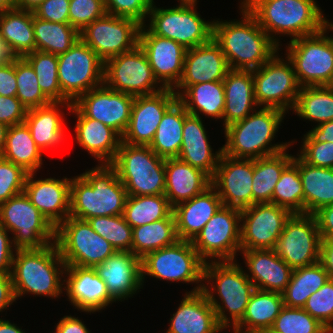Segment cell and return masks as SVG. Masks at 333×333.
Returning a JSON list of instances; mask_svg holds the SVG:
<instances>
[{
    "label": "cell",
    "mask_w": 333,
    "mask_h": 333,
    "mask_svg": "<svg viewBox=\"0 0 333 333\" xmlns=\"http://www.w3.org/2000/svg\"><path fill=\"white\" fill-rule=\"evenodd\" d=\"M178 240L175 217H169L132 228V252L140 259L155 250L173 245Z\"/></svg>",
    "instance_id": "obj_44"
},
{
    "label": "cell",
    "mask_w": 333,
    "mask_h": 333,
    "mask_svg": "<svg viewBox=\"0 0 333 333\" xmlns=\"http://www.w3.org/2000/svg\"><path fill=\"white\" fill-rule=\"evenodd\" d=\"M284 306L282 294L255 289L243 318L234 328L252 333H267Z\"/></svg>",
    "instance_id": "obj_38"
},
{
    "label": "cell",
    "mask_w": 333,
    "mask_h": 333,
    "mask_svg": "<svg viewBox=\"0 0 333 333\" xmlns=\"http://www.w3.org/2000/svg\"><path fill=\"white\" fill-rule=\"evenodd\" d=\"M43 152L32 139L25 123L9 126L2 158L22 167L28 173H36L43 164Z\"/></svg>",
    "instance_id": "obj_40"
},
{
    "label": "cell",
    "mask_w": 333,
    "mask_h": 333,
    "mask_svg": "<svg viewBox=\"0 0 333 333\" xmlns=\"http://www.w3.org/2000/svg\"><path fill=\"white\" fill-rule=\"evenodd\" d=\"M154 0H105L106 13L145 25ZM147 18V19H146Z\"/></svg>",
    "instance_id": "obj_57"
},
{
    "label": "cell",
    "mask_w": 333,
    "mask_h": 333,
    "mask_svg": "<svg viewBox=\"0 0 333 333\" xmlns=\"http://www.w3.org/2000/svg\"><path fill=\"white\" fill-rule=\"evenodd\" d=\"M33 12L13 7L0 12V36L13 57L35 51Z\"/></svg>",
    "instance_id": "obj_36"
},
{
    "label": "cell",
    "mask_w": 333,
    "mask_h": 333,
    "mask_svg": "<svg viewBox=\"0 0 333 333\" xmlns=\"http://www.w3.org/2000/svg\"><path fill=\"white\" fill-rule=\"evenodd\" d=\"M292 111L316 126L333 120V86L301 87Z\"/></svg>",
    "instance_id": "obj_46"
},
{
    "label": "cell",
    "mask_w": 333,
    "mask_h": 333,
    "mask_svg": "<svg viewBox=\"0 0 333 333\" xmlns=\"http://www.w3.org/2000/svg\"><path fill=\"white\" fill-rule=\"evenodd\" d=\"M253 159H237L221 154L211 185L223 206L244 209L253 205Z\"/></svg>",
    "instance_id": "obj_22"
},
{
    "label": "cell",
    "mask_w": 333,
    "mask_h": 333,
    "mask_svg": "<svg viewBox=\"0 0 333 333\" xmlns=\"http://www.w3.org/2000/svg\"><path fill=\"white\" fill-rule=\"evenodd\" d=\"M287 149L265 157L253 159L252 195L256 203H272L276 183L283 170L293 161L294 155Z\"/></svg>",
    "instance_id": "obj_41"
},
{
    "label": "cell",
    "mask_w": 333,
    "mask_h": 333,
    "mask_svg": "<svg viewBox=\"0 0 333 333\" xmlns=\"http://www.w3.org/2000/svg\"><path fill=\"white\" fill-rule=\"evenodd\" d=\"M69 112L77 118L74 132L80 147L98 160V164H111L116 158L122 137L104 123L84 117L73 105Z\"/></svg>",
    "instance_id": "obj_30"
},
{
    "label": "cell",
    "mask_w": 333,
    "mask_h": 333,
    "mask_svg": "<svg viewBox=\"0 0 333 333\" xmlns=\"http://www.w3.org/2000/svg\"><path fill=\"white\" fill-rule=\"evenodd\" d=\"M14 6V0H0V12L11 9Z\"/></svg>",
    "instance_id": "obj_71"
},
{
    "label": "cell",
    "mask_w": 333,
    "mask_h": 333,
    "mask_svg": "<svg viewBox=\"0 0 333 333\" xmlns=\"http://www.w3.org/2000/svg\"><path fill=\"white\" fill-rule=\"evenodd\" d=\"M240 225L241 210L222 206L191 241L193 247L205 263L235 261L241 251Z\"/></svg>",
    "instance_id": "obj_15"
},
{
    "label": "cell",
    "mask_w": 333,
    "mask_h": 333,
    "mask_svg": "<svg viewBox=\"0 0 333 333\" xmlns=\"http://www.w3.org/2000/svg\"><path fill=\"white\" fill-rule=\"evenodd\" d=\"M8 230L0 224V275L11 274L16 248Z\"/></svg>",
    "instance_id": "obj_60"
},
{
    "label": "cell",
    "mask_w": 333,
    "mask_h": 333,
    "mask_svg": "<svg viewBox=\"0 0 333 333\" xmlns=\"http://www.w3.org/2000/svg\"><path fill=\"white\" fill-rule=\"evenodd\" d=\"M141 24L136 20L105 14L79 32L80 39L106 60L139 45Z\"/></svg>",
    "instance_id": "obj_18"
},
{
    "label": "cell",
    "mask_w": 333,
    "mask_h": 333,
    "mask_svg": "<svg viewBox=\"0 0 333 333\" xmlns=\"http://www.w3.org/2000/svg\"><path fill=\"white\" fill-rule=\"evenodd\" d=\"M84 321L74 315H67L60 319L55 326L59 333H91Z\"/></svg>",
    "instance_id": "obj_64"
},
{
    "label": "cell",
    "mask_w": 333,
    "mask_h": 333,
    "mask_svg": "<svg viewBox=\"0 0 333 333\" xmlns=\"http://www.w3.org/2000/svg\"><path fill=\"white\" fill-rule=\"evenodd\" d=\"M222 206V200L211 185L201 194L173 207L178 240L192 241Z\"/></svg>",
    "instance_id": "obj_32"
},
{
    "label": "cell",
    "mask_w": 333,
    "mask_h": 333,
    "mask_svg": "<svg viewBox=\"0 0 333 333\" xmlns=\"http://www.w3.org/2000/svg\"><path fill=\"white\" fill-rule=\"evenodd\" d=\"M185 107L177 100L163 115L149 147L164 159L178 158L182 144Z\"/></svg>",
    "instance_id": "obj_42"
},
{
    "label": "cell",
    "mask_w": 333,
    "mask_h": 333,
    "mask_svg": "<svg viewBox=\"0 0 333 333\" xmlns=\"http://www.w3.org/2000/svg\"><path fill=\"white\" fill-rule=\"evenodd\" d=\"M87 221L116 251L132 252V227L123 215L97 216Z\"/></svg>",
    "instance_id": "obj_52"
},
{
    "label": "cell",
    "mask_w": 333,
    "mask_h": 333,
    "mask_svg": "<svg viewBox=\"0 0 333 333\" xmlns=\"http://www.w3.org/2000/svg\"><path fill=\"white\" fill-rule=\"evenodd\" d=\"M179 1L178 3L179 4H182V5H197V0H177Z\"/></svg>",
    "instance_id": "obj_72"
},
{
    "label": "cell",
    "mask_w": 333,
    "mask_h": 333,
    "mask_svg": "<svg viewBox=\"0 0 333 333\" xmlns=\"http://www.w3.org/2000/svg\"><path fill=\"white\" fill-rule=\"evenodd\" d=\"M28 109L16 96L0 95V122L8 127L24 123Z\"/></svg>",
    "instance_id": "obj_59"
},
{
    "label": "cell",
    "mask_w": 333,
    "mask_h": 333,
    "mask_svg": "<svg viewBox=\"0 0 333 333\" xmlns=\"http://www.w3.org/2000/svg\"><path fill=\"white\" fill-rule=\"evenodd\" d=\"M44 0H14V6L19 9L33 11Z\"/></svg>",
    "instance_id": "obj_68"
},
{
    "label": "cell",
    "mask_w": 333,
    "mask_h": 333,
    "mask_svg": "<svg viewBox=\"0 0 333 333\" xmlns=\"http://www.w3.org/2000/svg\"><path fill=\"white\" fill-rule=\"evenodd\" d=\"M17 82L15 77V57L5 63H0V95L16 96Z\"/></svg>",
    "instance_id": "obj_61"
},
{
    "label": "cell",
    "mask_w": 333,
    "mask_h": 333,
    "mask_svg": "<svg viewBox=\"0 0 333 333\" xmlns=\"http://www.w3.org/2000/svg\"><path fill=\"white\" fill-rule=\"evenodd\" d=\"M125 186L111 164H99L71 178L69 216L88 220L97 216L123 215Z\"/></svg>",
    "instance_id": "obj_2"
},
{
    "label": "cell",
    "mask_w": 333,
    "mask_h": 333,
    "mask_svg": "<svg viewBox=\"0 0 333 333\" xmlns=\"http://www.w3.org/2000/svg\"><path fill=\"white\" fill-rule=\"evenodd\" d=\"M283 110L273 107H258L245 119L224 128L223 154L237 159H258L279 153L296 140L272 144L276 132L286 116Z\"/></svg>",
    "instance_id": "obj_5"
},
{
    "label": "cell",
    "mask_w": 333,
    "mask_h": 333,
    "mask_svg": "<svg viewBox=\"0 0 333 333\" xmlns=\"http://www.w3.org/2000/svg\"><path fill=\"white\" fill-rule=\"evenodd\" d=\"M293 162L299 167L304 191V213L314 214L333 204V168L308 165L298 155Z\"/></svg>",
    "instance_id": "obj_37"
},
{
    "label": "cell",
    "mask_w": 333,
    "mask_h": 333,
    "mask_svg": "<svg viewBox=\"0 0 333 333\" xmlns=\"http://www.w3.org/2000/svg\"><path fill=\"white\" fill-rule=\"evenodd\" d=\"M55 242L66 265L95 268L117 252L88 221L71 216L56 228Z\"/></svg>",
    "instance_id": "obj_12"
},
{
    "label": "cell",
    "mask_w": 333,
    "mask_h": 333,
    "mask_svg": "<svg viewBox=\"0 0 333 333\" xmlns=\"http://www.w3.org/2000/svg\"><path fill=\"white\" fill-rule=\"evenodd\" d=\"M282 57L277 52L260 68L252 70L254 97L258 107H273L288 113L296 104L301 86L292 62Z\"/></svg>",
    "instance_id": "obj_14"
},
{
    "label": "cell",
    "mask_w": 333,
    "mask_h": 333,
    "mask_svg": "<svg viewBox=\"0 0 333 333\" xmlns=\"http://www.w3.org/2000/svg\"><path fill=\"white\" fill-rule=\"evenodd\" d=\"M242 20H213V39L220 45L233 70H255L281 49L260 27L257 19L239 5Z\"/></svg>",
    "instance_id": "obj_1"
},
{
    "label": "cell",
    "mask_w": 333,
    "mask_h": 333,
    "mask_svg": "<svg viewBox=\"0 0 333 333\" xmlns=\"http://www.w3.org/2000/svg\"><path fill=\"white\" fill-rule=\"evenodd\" d=\"M134 98L103 84L84 93L72 105L84 117L104 123L122 137L130 121Z\"/></svg>",
    "instance_id": "obj_20"
},
{
    "label": "cell",
    "mask_w": 333,
    "mask_h": 333,
    "mask_svg": "<svg viewBox=\"0 0 333 333\" xmlns=\"http://www.w3.org/2000/svg\"><path fill=\"white\" fill-rule=\"evenodd\" d=\"M202 121L201 117L189 114L185 109L182 144L178 159L201 169L212 178L223 152L222 147L213 152Z\"/></svg>",
    "instance_id": "obj_29"
},
{
    "label": "cell",
    "mask_w": 333,
    "mask_h": 333,
    "mask_svg": "<svg viewBox=\"0 0 333 333\" xmlns=\"http://www.w3.org/2000/svg\"><path fill=\"white\" fill-rule=\"evenodd\" d=\"M254 290V284L237 260L211 261L204 264L202 292L222 327L232 328L243 318ZM216 294L219 297L216 298Z\"/></svg>",
    "instance_id": "obj_4"
},
{
    "label": "cell",
    "mask_w": 333,
    "mask_h": 333,
    "mask_svg": "<svg viewBox=\"0 0 333 333\" xmlns=\"http://www.w3.org/2000/svg\"><path fill=\"white\" fill-rule=\"evenodd\" d=\"M172 213L173 207L164 194L128 195L123 216L126 222L134 228L167 218Z\"/></svg>",
    "instance_id": "obj_47"
},
{
    "label": "cell",
    "mask_w": 333,
    "mask_h": 333,
    "mask_svg": "<svg viewBox=\"0 0 333 333\" xmlns=\"http://www.w3.org/2000/svg\"><path fill=\"white\" fill-rule=\"evenodd\" d=\"M178 100L173 89L134 98L130 121L122 142L149 146L165 112Z\"/></svg>",
    "instance_id": "obj_23"
},
{
    "label": "cell",
    "mask_w": 333,
    "mask_h": 333,
    "mask_svg": "<svg viewBox=\"0 0 333 333\" xmlns=\"http://www.w3.org/2000/svg\"><path fill=\"white\" fill-rule=\"evenodd\" d=\"M321 240L313 214L293 213L286 220L274 251L294 270L319 262Z\"/></svg>",
    "instance_id": "obj_17"
},
{
    "label": "cell",
    "mask_w": 333,
    "mask_h": 333,
    "mask_svg": "<svg viewBox=\"0 0 333 333\" xmlns=\"http://www.w3.org/2000/svg\"><path fill=\"white\" fill-rule=\"evenodd\" d=\"M313 215L316 218L321 238H333V204L320 208Z\"/></svg>",
    "instance_id": "obj_62"
},
{
    "label": "cell",
    "mask_w": 333,
    "mask_h": 333,
    "mask_svg": "<svg viewBox=\"0 0 333 333\" xmlns=\"http://www.w3.org/2000/svg\"><path fill=\"white\" fill-rule=\"evenodd\" d=\"M103 84L134 97L164 89L155 79L147 55L139 45L104 62Z\"/></svg>",
    "instance_id": "obj_16"
},
{
    "label": "cell",
    "mask_w": 333,
    "mask_h": 333,
    "mask_svg": "<svg viewBox=\"0 0 333 333\" xmlns=\"http://www.w3.org/2000/svg\"><path fill=\"white\" fill-rule=\"evenodd\" d=\"M224 329L227 330V327H222L217 333H221ZM232 330H233V333H252V332H244V331L238 330L234 327H232Z\"/></svg>",
    "instance_id": "obj_73"
},
{
    "label": "cell",
    "mask_w": 333,
    "mask_h": 333,
    "mask_svg": "<svg viewBox=\"0 0 333 333\" xmlns=\"http://www.w3.org/2000/svg\"><path fill=\"white\" fill-rule=\"evenodd\" d=\"M333 21H329L328 19L326 20L325 27L328 31H333Z\"/></svg>",
    "instance_id": "obj_74"
},
{
    "label": "cell",
    "mask_w": 333,
    "mask_h": 333,
    "mask_svg": "<svg viewBox=\"0 0 333 333\" xmlns=\"http://www.w3.org/2000/svg\"><path fill=\"white\" fill-rule=\"evenodd\" d=\"M16 296L13 287V280L11 274L0 275V312L7 310L14 302ZM1 319V318H0Z\"/></svg>",
    "instance_id": "obj_63"
},
{
    "label": "cell",
    "mask_w": 333,
    "mask_h": 333,
    "mask_svg": "<svg viewBox=\"0 0 333 333\" xmlns=\"http://www.w3.org/2000/svg\"><path fill=\"white\" fill-rule=\"evenodd\" d=\"M178 101L189 114H200L214 119H221L225 107L223 81H213L188 86L179 96ZM203 113V114H202Z\"/></svg>",
    "instance_id": "obj_39"
},
{
    "label": "cell",
    "mask_w": 333,
    "mask_h": 333,
    "mask_svg": "<svg viewBox=\"0 0 333 333\" xmlns=\"http://www.w3.org/2000/svg\"><path fill=\"white\" fill-rule=\"evenodd\" d=\"M328 279V272L320 262L294 269L287 287L281 293L284 306L303 308L307 299Z\"/></svg>",
    "instance_id": "obj_43"
},
{
    "label": "cell",
    "mask_w": 333,
    "mask_h": 333,
    "mask_svg": "<svg viewBox=\"0 0 333 333\" xmlns=\"http://www.w3.org/2000/svg\"><path fill=\"white\" fill-rule=\"evenodd\" d=\"M223 84L225 107L222 120L225 128L245 119L258 108V105L254 97V80L251 70L230 69Z\"/></svg>",
    "instance_id": "obj_35"
},
{
    "label": "cell",
    "mask_w": 333,
    "mask_h": 333,
    "mask_svg": "<svg viewBox=\"0 0 333 333\" xmlns=\"http://www.w3.org/2000/svg\"><path fill=\"white\" fill-rule=\"evenodd\" d=\"M205 262L200 258L191 241L177 240L173 245L148 253L141 259V280L145 276L172 282L195 283L192 291H202Z\"/></svg>",
    "instance_id": "obj_8"
},
{
    "label": "cell",
    "mask_w": 333,
    "mask_h": 333,
    "mask_svg": "<svg viewBox=\"0 0 333 333\" xmlns=\"http://www.w3.org/2000/svg\"><path fill=\"white\" fill-rule=\"evenodd\" d=\"M0 224L16 249H41L56 241V228L22 192L0 204Z\"/></svg>",
    "instance_id": "obj_10"
},
{
    "label": "cell",
    "mask_w": 333,
    "mask_h": 333,
    "mask_svg": "<svg viewBox=\"0 0 333 333\" xmlns=\"http://www.w3.org/2000/svg\"><path fill=\"white\" fill-rule=\"evenodd\" d=\"M27 175L22 167L0 158V204L24 192Z\"/></svg>",
    "instance_id": "obj_55"
},
{
    "label": "cell",
    "mask_w": 333,
    "mask_h": 333,
    "mask_svg": "<svg viewBox=\"0 0 333 333\" xmlns=\"http://www.w3.org/2000/svg\"><path fill=\"white\" fill-rule=\"evenodd\" d=\"M95 270L115 301L127 300L143 287L141 259L133 252L117 251L96 266Z\"/></svg>",
    "instance_id": "obj_27"
},
{
    "label": "cell",
    "mask_w": 333,
    "mask_h": 333,
    "mask_svg": "<svg viewBox=\"0 0 333 333\" xmlns=\"http://www.w3.org/2000/svg\"><path fill=\"white\" fill-rule=\"evenodd\" d=\"M105 14V0H70L69 24L78 32Z\"/></svg>",
    "instance_id": "obj_54"
},
{
    "label": "cell",
    "mask_w": 333,
    "mask_h": 333,
    "mask_svg": "<svg viewBox=\"0 0 333 333\" xmlns=\"http://www.w3.org/2000/svg\"><path fill=\"white\" fill-rule=\"evenodd\" d=\"M229 70L220 45L212 38L207 43L187 49L183 74L173 91L178 97L188 86L223 81Z\"/></svg>",
    "instance_id": "obj_25"
},
{
    "label": "cell",
    "mask_w": 333,
    "mask_h": 333,
    "mask_svg": "<svg viewBox=\"0 0 333 333\" xmlns=\"http://www.w3.org/2000/svg\"><path fill=\"white\" fill-rule=\"evenodd\" d=\"M8 126L0 122V158L2 157Z\"/></svg>",
    "instance_id": "obj_70"
},
{
    "label": "cell",
    "mask_w": 333,
    "mask_h": 333,
    "mask_svg": "<svg viewBox=\"0 0 333 333\" xmlns=\"http://www.w3.org/2000/svg\"><path fill=\"white\" fill-rule=\"evenodd\" d=\"M35 50L60 55L69 50L80 38L69 23H54L33 15Z\"/></svg>",
    "instance_id": "obj_45"
},
{
    "label": "cell",
    "mask_w": 333,
    "mask_h": 333,
    "mask_svg": "<svg viewBox=\"0 0 333 333\" xmlns=\"http://www.w3.org/2000/svg\"><path fill=\"white\" fill-rule=\"evenodd\" d=\"M14 57L8 49L6 42L0 36V63L8 62L12 60Z\"/></svg>",
    "instance_id": "obj_69"
},
{
    "label": "cell",
    "mask_w": 333,
    "mask_h": 333,
    "mask_svg": "<svg viewBox=\"0 0 333 333\" xmlns=\"http://www.w3.org/2000/svg\"><path fill=\"white\" fill-rule=\"evenodd\" d=\"M164 195L172 207L201 194L211 186V177L178 158L165 160Z\"/></svg>",
    "instance_id": "obj_33"
},
{
    "label": "cell",
    "mask_w": 333,
    "mask_h": 333,
    "mask_svg": "<svg viewBox=\"0 0 333 333\" xmlns=\"http://www.w3.org/2000/svg\"><path fill=\"white\" fill-rule=\"evenodd\" d=\"M0 333H25L22 328H19L15 323L9 320L0 319Z\"/></svg>",
    "instance_id": "obj_67"
},
{
    "label": "cell",
    "mask_w": 333,
    "mask_h": 333,
    "mask_svg": "<svg viewBox=\"0 0 333 333\" xmlns=\"http://www.w3.org/2000/svg\"><path fill=\"white\" fill-rule=\"evenodd\" d=\"M165 160L149 146L121 141L111 165L117 170L128 195H162L166 186Z\"/></svg>",
    "instance_id": "obj_7"
},
{
    "label": "cell",
    "mask_w": 333,
    "mask_h": 333,
    "mask_svg": "<svg viewBox=\"0 0 333 333\" xmlns=\"http://www.w3.org/2000/svg\"><path fill=\"white\" fill-rule=\"evenodd\" d=\"M57 58L63 102L73 104L84 93L103 85L104 62L80 38Z\"/></svg>",
    "instance_id": "obj_13"
},
{
    "label": "cell",
    "mask_w": 333,
    "mask_h": 333,
    "mask_svg": "<svg viewBox=\"0 0 333 333\" xmlns=\"http://www.w3.org/2000/svg\"><path fill=\"white\" fill-rule=\"evenodd\" d=\"M291 212L273 203H256L241 210V250L274 249Z\"/></svg>",
    "instance_id": "obj_19"
},
{
    "label": "cell",
    "mask_w": 333,
    "mask_h": 333,
    "mask_svg": "<svg viewBox=\"0 0 333 333\" xmlns=\"http://www.w3.org/2000/svg\"><path fill=\"white\" fill-rule=\"evenodd\" d=\"M306 134L316 143L333 142V120L315 126Z\"/></svg>",
    "instance_id": "obj_66"
},
{
    "label": "cell",
    "mask_w": 333,
    "mask_h": 333,
    "mask_svg": "<svg viewBox=\"0 0 333 333\" xmlns=\"http://www.w3.org/2000/svg\"><path fill=\"white\" fill-rule=\"evenodd\" d=\"M320 260L329 278L333 279V238H321Z\"/></svg>",
    "instance_id": "obj_65"
},
{
    "label": "cell",
    "mask_w": 333,
    "mask_h": 333,
    "mask_svg": "<svg viewBox=\"0 0 333 333\" xmlns=\"http://www.w3.org/2000/svg\"><path fill=\"white\" fill-rule=\"evenodd\" d=\"M247 269L246 276L255 289L282 293L287 287L293 269L274 249L241 250ZM250 274V275H249Z\"/></svg>",
    "instance_id": "obj_28"
},
{
    "label": "cell",
    "mask_w": 333,
    "mask_h": 333,
    "mask_svg": "<svg viewBox=\"0 0 333 333\" xmlns=\"http://www.w3.org/2000/svg\"><path fill=\"white\" fill-rule=\"evenodd\" d=\"M272 203L293 213H304V191L299 167L292 161L276 183Z\"/></svg>",
    "instance_id": "obj_48"
},
{
    "label": "cell",
    "mask_w": 333,
    "mask_h": 333,
    "mask_svg": "<svg viewBox=\"0 0 333 333\" xmlns=\"http://www.w3.org/2000/svg\"><path fill=\"white\" fill-rule=\"evenodd\" d=\"M65 269L56 242L41 249H16L11 272L16 299L25 294L60 298Z\"/></svg>",
    "instance_id": "obj_6"
},
{
    "label": "cell",
    "mask_w": 333,
    "mask_h": 333,
    "mask_svg": "<svg viewBox=\"0 0 333 333\" xmlns=\"http://www.w3.org/2000/svg\"><path fill=\"white\" fill-rule=\"evenodd\" d=\"M297 155L308 165L322 168H333V142H314L307 134L301 142Z\"/></svg>",
    "instance_id": "obj_56"
},
{
    "label": "cell",
    "mask_w": 333,
    "mask_h": 333,
    "mask_svg": "<svg viewBox=\"0 0 333 333\" xmlns=\"http://www.w3.org/2000/svg\"><path fill=\"white\" fill-rule=\"evenodd\" d=\"M70 0H44L32 12L34 16L54 23H69Z\"/></svg>",
    "instance_id": "obj_58"
},
{
    "label": "cell",
    "mask_w": 333,
    "mask_h": 333,
    "mask_svg": "<svg viewBox=\"0 0 333 333\" xmlns=\"http://www.w3.org/2000/svg\"><path fill=\"white\" fill-rule=\"evenodd\" d=\"M24 58L30 63L37 75V81L44 95L51 102H63L58 81V58L57 55L35 50Z\"/></svg>",
    "instance_id": "obj_49"
},
{
    "label": "cell",
    "mask_w": 333,
    "mask_h": 333,
    "mask_svg": "<svg viewBox=\"0 0 333 333\" xmlns=\"http://www.w3.org/2000/svg\"><path fill=\"white\" fill-rule=\"evenodd\" d=\"M196 5L178 4L158 8L153 1L147 28L155 35L174 40L186 49L207 43L213 38L214 21L202 19Z\"/></svg>",
    "instance_id": "obj_11"
},
{
    "label": "cell",
    "mask_w": 333,
    "mask_h": 333,
    "mask_svg": "<svg viewBox=\"0 0 333 333\" xmlns=\"http://www.w3.org/2000/svg\"><path fill=\"white\" fill-rule=\"evenodd\" d=\"M267 333H333L303 308L283 306Z\"/></svg>",
    "instance_id": "obj_51"
},
{
    "label": "cell",
    "mask_w": 333,
    "mask_h": 333,
    "mask_svg": "<svg viewBox=\"0 0 333 333\" xmlns=\"http://www.w3.org/2000/svg\"><path fill=\"white\" fill-rule=\"evenodd\" d=\"M139 46L146 53L153 75L167 89H174L183 74L187 49L174 40L153 34L145 25L139 32Z\"/></svg>",
    "instance_id": "obj_21"
},
{
    "label": "cell",
    "mask_w": 333,
    "mask_h": 333,
    "mask_svg": "<svg viewBox=\"0 0 333 333\" xmlns=\"http://www.w3.org/2000/svg\"><path fill=\"white\" fill-rule=\"evenodd\" d=\"M241 4L279 47L276 35H288L292 41L320 32L327 20L316 0H243Z\"/></svg>",
    "instance_id": "obj_3"
},
{
    "label": "cell",
    "mask_w": 333,
    "mask_h": 333,
    "mask_svg": "<svg viewBox=\"0 0 333 333\" xmlns=\"http://www.w3.org/2000/svg\"><path fill=\"white\" fill-rule=\"evenodd\" d=\"M326 27L315 34L289 41L286 57L297 81L304 86H333V36Z\"/></svg>",
    "instance_id": "obj_9"
},
{
    "label": "cell",
    "mask_w": 333,
    "mask_h": 333,
    "mask_svg": "<svg viewBox=\"0 0 333 333\" xmlns=\"http://www.w3.org/2000/svg\"><path fill=\"white\" fill-rule=\"evenodd\" d=\"M303 309L317 319L323 326L333 330V279L313 293L306 301Z\"/></svg>",
    "instance_id": "obj_53"
},
{
    "label": "cell",
    "mask_w": 333,
    "mask_h": 333,
    "mask_svg": "<svg viewBox=\"0 0 333 333\" xmlns=\"http://www.w3.org/2000/svg\"><path fill=\"white\" fill-rule=\"evenodd\" d=\"M28 173L24 193L31 203L57 228L70 214V178H36Z\"/></svg>",
    "instance_id": "obj_26"
},
{
    "label": "cell",
    "mask_w": 333,
    "mask_h": 333,
    "mask_svg": "<svg viewBox=\"0 0 333 333\" xmlns=\"http://www.w3.org/2000/svg\"><path fill=\"white\" fill-rule=\"evenodd\" d=\"M176 310L166 333H217L222 328L202 291L184 294Z\"/></svg>",
    "instance_id": "obj_31"
},
{
    "label": "cell",
    "mask_w": 333,
    "mask_h": 333,
    "mask_svg": "<svg viewBox=\"0 0 333 333\" xmlns=\"http://www.w3.org/2000/svg\"><path fill=\"white\" fill-rule=\"evenodd\" d=\"M64 276V294L75 309L91 314L116 302L95 268L66 265Z\"/></svg>",
    "instance_id": "obj_24"
},
{
    "label": "cell",
    "mask_w": 333,
    "mask_h": 333,
    "mask_svg": "<svg viewBox=\"0 0 333 333\" xmlns=\"http://www.w3.org/2000/svg\"><path fill=\"white\" fill-rule=\"evenodd\" d=\"M71 109V102H51L48 105L29 109L24 123L30 130L32 139L44 153L64 143L65 125L62 108ZM65 106V107H64ZM61 109V110H60Z\"/></svg>",
    "instance_id": "obj_34"
},
{
    "label": "cell",
    "mask_w": 333,
    "mask_h": 333,
    "mask_svg": "<svg viewBox=\"0 0 333 333\" xmlns=\"http://www.w3.org/2000/svg\"><path fill=\"white\" fill-rule=\"evenodd\" d=\"M16 97L29 110L51 103L38 84L37 75L24 57H15Z\"/></svg>",
    "instance_id": "obj_50"
}]
</instances>
